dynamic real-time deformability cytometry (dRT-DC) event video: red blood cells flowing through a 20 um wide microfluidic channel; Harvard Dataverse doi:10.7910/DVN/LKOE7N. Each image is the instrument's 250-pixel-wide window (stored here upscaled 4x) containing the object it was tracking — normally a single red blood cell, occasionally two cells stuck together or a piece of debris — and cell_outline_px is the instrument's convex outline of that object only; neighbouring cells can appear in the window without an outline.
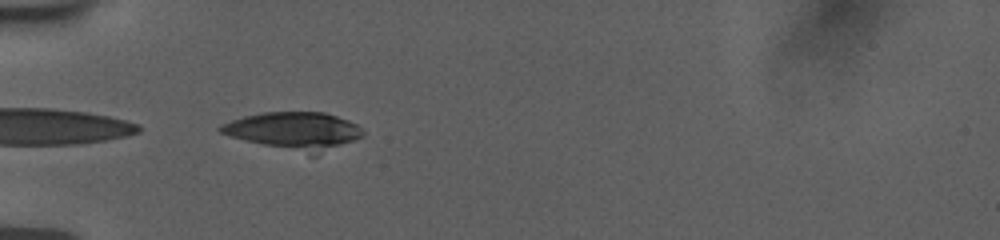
{"species": "human", "species_latin": "Homo sapiens", "temperature_condition": "room temperature", "stored_images_in_passage": 10, "camera_frame_rate_fps": 3000, "um_per_image_px": 0.085, "donor": {"sex": "female"}, "frame": {"image": 1, "passage_image": 1, "time_ms": 0.0, "image_size_px": [1000, 240], "cell_outline_px": [[364, 136], [316, 156], [308, 156], [232, 136], [220, 132], [216, 128], [220, 124], [244, 116], [264, 112], [324, 112], [348, 120], [356, 124], [364, 132]], "centroid_in_image_um": [25.04, 11.14], "position_along_channel_um": 60.0, "area_um2": 31.15}}
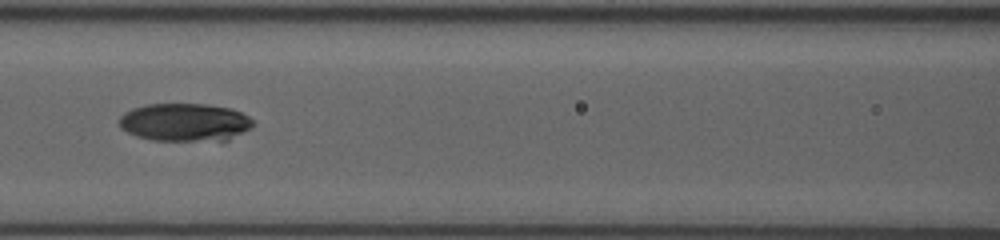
{"frame": {"image": 2, "passage_image": 8, "time_ms": 2.667, "image_size_px": [1000, 240], "cell_outline_px": [[256, 124], [252, 128], [228, 140], [152, 140], [136, 136], [120, 128], [120, 116], [124, 112], [132, 108], [144, 104], [208, 104], [232, 108], [256, 120]], "centroid_in_image_um": [15.75, 10.38], "position_along_channel_um": 150.9, "area_um2": 29.88}}
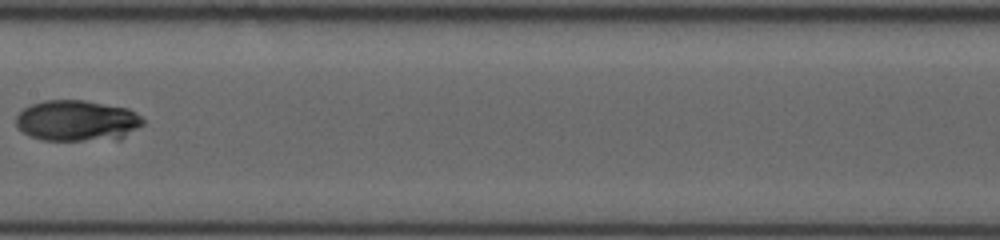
{"frame": {"image": 3, "passage_image": 10, "time_ms": 4.0, "image_size_px": [1000, 240], "cell_outline_px": [[144, 124], [120, 140], [44, 140], [32, 136], [24, 132], [16, 124], [16, 116], [24, 108], [32, 104], [44, 100], [84, 100], [128, 108], [136, 112], [144, 120]], "centroid_in_image_um": [6.6, 10.26], "position_along_channel_um": 200.8, "area_um2": 30.4}}